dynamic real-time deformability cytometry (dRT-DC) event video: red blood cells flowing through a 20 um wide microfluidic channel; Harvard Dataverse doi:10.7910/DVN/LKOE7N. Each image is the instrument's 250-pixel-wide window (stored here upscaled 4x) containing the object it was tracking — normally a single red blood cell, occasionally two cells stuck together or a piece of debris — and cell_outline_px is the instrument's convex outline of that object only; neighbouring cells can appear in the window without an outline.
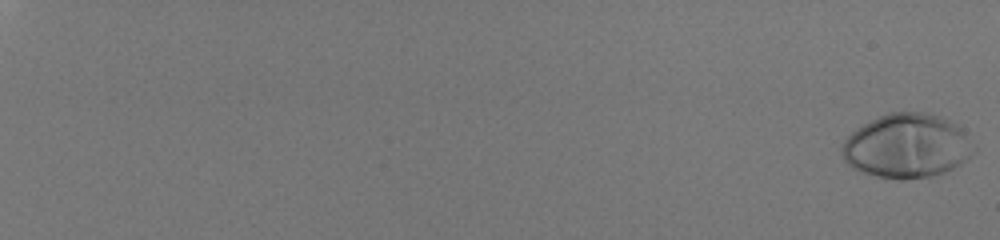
{"species": "human", "species_latin": "Homo sapiens", "temperature_condition": "room temperature", "stored_images_in_passage": 57, "camera_frame_rate_fps": 3000, "um_per_image_px": 0.085, "donor": {"sex": "male"}, "frame": {"image": 1, "passage_image": 1, "time_ms": 0.0, "image_size_px": [1000, 240], "cell_outline_px": [[976, 152], [960, 164], [944, 172], [932, 176], [900, 180], [876, 176], [852, 168], [844, 160], [840, 148], [844, 140], [856, 128], [888, 112], [928, 112], [940, 116], [956, 124], [960, 128], [976, 148]], "centroid_in_image_um": [77.08, 12.41], "position_along_channel_um": 7.9, "area_um2": 49.3}}
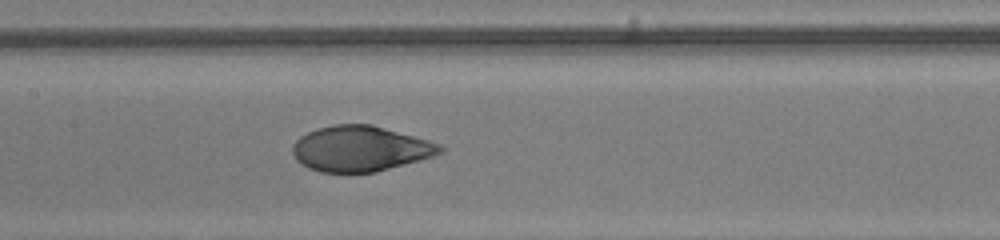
{"frame": {"image": 2, "passage_image": 35, "time_ms": 11.333, "image_size_px": [1000, 240], "cell_outline_px": [[444, 152], [420, 160], [376, 172], [320, 172], [308, 168], [296, 160], [292, 152], [292, 144], [300, 136], [316, 128], [332, 124], [372, 124], [428, 140], [440, 144], [444, 148]], "centroid_in_image_um": [30.61, 12.63], "position_along_channel_um": 176.8, "area_um2": 39.19}}
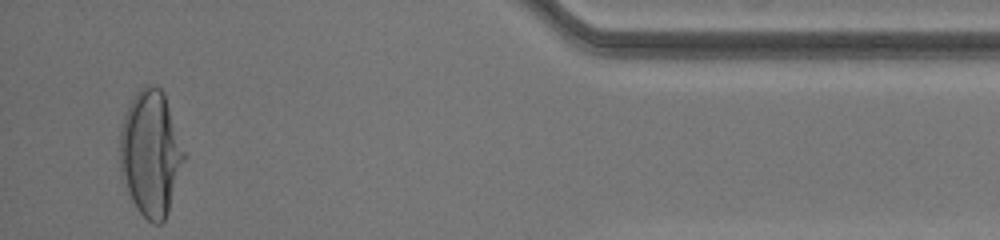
{"frame": {"image": 3, "passage_image": 56, "time_ms": 18.333, "image_size_px": [1000, 240], "cell_outline_px": [[188, 156], [168, 212], [164, 220], [160, 224], [152, 224], [136, 208], [120, 176], [120, 124], [128, 104], [136, 92], [144, 84], [156, 84], [164, 92]], "centroid_in_image_um": [12.83, 13.0], "position_along_channel_um": 422.4, "area_um2": 48.15}, "authors_computed_cell_mechanics": {"area_um2": 41.6738, "velocity_mm_per_s": 4.0852, "shape_relaxation_time_tau1_ms": 3.9887, "shape_relaxation_time_tau2_ms": null, "deformation_change_tau1": 0.2376, "deformation_change_tau2": null}}